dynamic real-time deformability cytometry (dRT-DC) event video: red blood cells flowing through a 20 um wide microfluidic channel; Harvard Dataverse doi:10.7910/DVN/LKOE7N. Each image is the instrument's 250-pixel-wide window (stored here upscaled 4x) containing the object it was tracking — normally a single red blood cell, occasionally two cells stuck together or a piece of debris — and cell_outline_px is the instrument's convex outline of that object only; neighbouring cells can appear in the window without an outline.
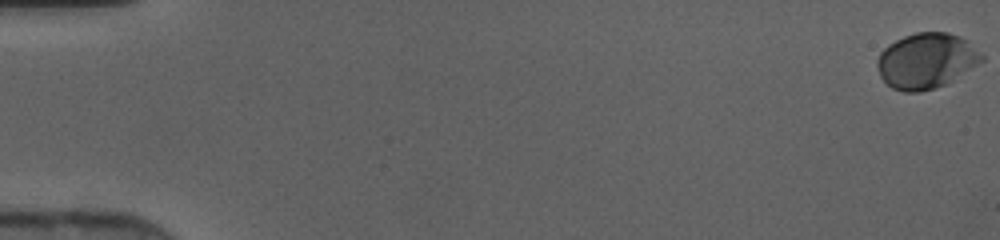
{"species": "human", "species_latin": "Homo sapiens", "temperature_condition": "cold", "stored_images_in_passage": 48, "camera_frame_rate_fps": 3000, "um_per_image_px": 0.085, "donor": {"sex": "female"}, "frame": {"image": 1, "passage_image": 1, "time_ms": 0.0, "image_size_px": [1000, 240], "cell_outline_px": [[984, 60], [948, 84], [920, 92], [904, 92], [892, 88], [880, 76], [876, 64], [876, 60], [880, 52], [888, 44], [904, 36], [916, 32], [948, 32], [960, 36], [984, 56]], "centroid_in_image_um": [78.72, 5.17], "position_along_channel_um": 6.3, "area_um2": 33.81}}
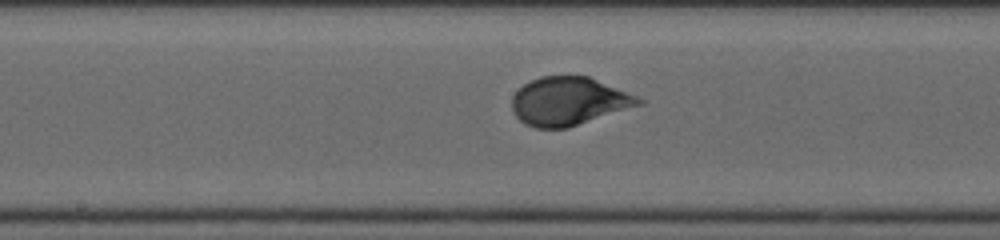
{"frame": {"image": 2, "passage_image": 26, "time_ms": 8.333, "image_size_px": [1000, 240], "cell_outline_px": [[648, 100], [644, 104], [568, 128], [536, 128], [520, 120], [516, 116], [512, 108], [512, 96], [524, 84], [540, 76], [588, 76]], "centroid_in_image_um": [48.39, 8.61], "position_along_channel_um": 199.8, "area_um2": 35.66}}
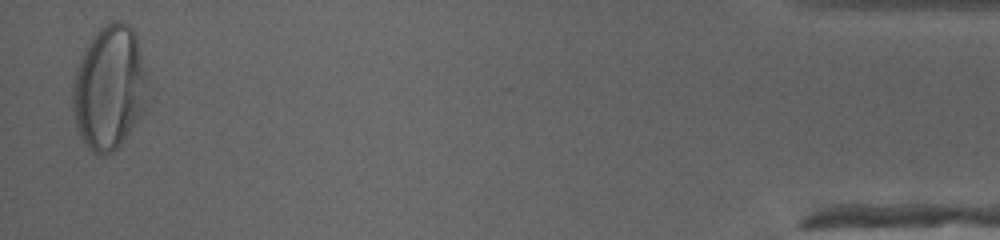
{"frame": {"image": 3, "passage_image": 47, "time_ms": 15.333, "image_size_px": [1000, 240], "cell_outline_px": [[148, 104], [144, 112], [120, 144], [112, 152], [104, 156], [100, 156], [92, 152], [84, 144], [76, 128], [72, 108], [72, 84], [76, 68], [80, 56], [84, 48], [92, 36], [100, 28], [116, 20], [120, 20], [128, 24], [136, 32], [148, 80]], "centroid_in_image_um": [9.29, 7.46], "position_along_channel_um": 425.9, "area_um2": 55.14}}